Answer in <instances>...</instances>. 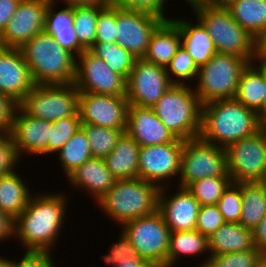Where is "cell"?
Returning <instances> with one entry per match:
<instances>
[{
    "label": "cell",
    "instance_id": "obj_17",
    "mask_svg": "<svg viewBox=\"0 0 266 267\" xmlns=\"http://www.w3.org/2000/svg\"><path fill=\"white\" fill-rule=\"evenodd\" d=\"M51 0H21L7 27L0 35V47L19 49L45 29Z\"/></svg>",
    "mask_w": 266,
    "mask_h": 267
},
{
    "label": "cell",
    "instance_id": "obj_29",
    "mask_svg": "<svg viewBox=\"0 0 266 267\" xmlns=\"http://www.w3.org/2000/svg\"><path fill=\"white\" fill-rule=\"evenodd\" d=\"M207 256L210 252L208 247V237L202 235L197 230L171 232L169 236V248L167 255V267H174L182 257ZM203 254V255H202ZM185 256V257H184Z\"/></svg>",
    "mask_w": 266,
    "mask_h": 267
},
{
    "label": "cell",
    "instance_id": "obj_61",
    "mask_svg": "<svg viewBox=\"0 0 266 267\" xmlns=\"http://www.w3.org/2000/svg\"><path fill=\"white\" fill-rule=\"evenodd\" d=\"M148 267H165L159 264H150Z\"/></svg>",
    "mask_w": 266,
    "mask_h": 267
},
{
    "label": "cell",
    "instance_id": "obj_21",
    "mask_svg": "<svg viewBox=\"0 0 266 267\" xmlns=\"http://www.w3.org/2000/svg\"><path fill=\"white\" fill-rule=\"evenodd\" d=\"M135 141L142 146L167 144L177 138L159 120L152 108L128 106L127 130Z\"/></svg>",
    "mask_w": 266,
    "mask_h": 267
},
{
    "label": "cell",
    "instance_id": "obj_30",
    "mask_svg": "<svg viewBox=\"0 0 266 267\" xmlns=\"http://www.w3.org/2000/svg\"><path fill=\"white\" fill-rule=\"evenodd\" d=\"M242 209L239 223L253 230L266 215V187L263 182H240Z\"/></svg>",
    "mask_w": 266,
    "mask_h": 267
},
{
    "label": "cell",
    "instance_id": "obj_14",
    "mask_svg": "<svg viewBox=\"0 0 266 267\" xmlns=\"http://www.w3.org/2000/svg\"><path fill=\"white\" fill-rule=\"evenodd\" d=\"M173 85L166 68L137 58L126 84L129 104L152 108Z\"/></svg>",
    "mask_w": 266,
    "mask_h": 267
},
{
    "label": "cell",
    "instance_id": "obj_3",
    "mask_svg": "<svg viewBox=\"0 0 266 267\" xmlns=\"http://www.w3.org/2000/svg\"><path fill=\"white\" fill-rule=\"evenodd\" d=\"M34 84L74 83L76 56L45 31L19 48Z\"/></svg>",
    "mask_w": 266,
    "mask_h": 267
},
{
    "label": "cell",
    "instance_id": "obj_35",
    "mask_svg": "<svg viewBox=\"0 0 266 267\" xmlns=\"http://www.w3.org/2000/svg\"><path fill=\"white\" fill-rule=\"evenodd\" d=\"M87 135L92 157L105 158L111 153L118 139L126 130L105 128L92 124H81Z\"/></svg>",
    "mask_w": 266,
    "mask_h": 267
},
{
    "label": "cell",
    "instance_id": "obj_18",
    "mask_svg": "<svg viewBox=\"0 0 266 267\" xmlns=\"http://www.w3.org/2000/svg\"><path fill=\"white\" fill-rule=\"evenodd\" d=\"M169 188L172 187L160 189L158 211L170 232L195 230L200 208L198 200L187 188L177 186L175 192L170 191L172 194L169 193Z\"/></svg>",
    "mask_w": 266,
    "mask_h": 267
},
{
    "label": "cell",
    "instance_id": "obj_1",
    "mask_svg": "<svg viewBox=\"0 0 266 267\" xmlns=\"http://www.w3.org/2000/svg\"><path fill=\"white\" fill-rule=\"evenodd\" d=\"M62 193L34 192L24 211L14 220L13 240L20 241L17 243H21L25 251L53 253L57 247L70 203V197Z\"/></svg>",
    "mask_w": 266,
    "mask_h": 267
},
{
    "label": "cell",
    "instance_id": "obj_45",
    "mask_svg": "<svg viewBox=\"0 0 266 267\" xmlns=\"http://www.w3.org/2000/svg\"><path fill=\"white\" fill-rule=\"evenodd\" d=\"M10 133H0V176L13 172L21 163ZM19 164V165H18Z\"/></svg>",
    "mask_w": 266,
    "mask_h": 267
},
{
    "label": "cell",
    "instance_id": "obj_40",
    "mask_svg": "<svg viewBox=\"0 0 266 267\" xmlns=\"http://www.w3.org/2000/svg\"><path fill=\"white\" fill-rule=\"evenodd\" d=\"M217 206L225 222L239 223L242 209L241 185L232 182L220 197Z\"/></svg>",
    "mask_w": 266,
    "mask_h": 267
},
{
    "label": "cell",
    "instance_id": "obj_23",
    "mask_svg": "<svg viewBox=\"0 0 266 267\" xmlns=\"http://www.w3.org/2000/svg\"><path fill=\"white\" fill-rule=\"evenodd\" d=\"M179 27L181 45L195 61L198 68L205 65L217 53L212 38L205 27L195 19H172Z\"/></svg>",
    "mask_w": 266,
    "mask_h": 267
},
{
    "label": "cell",
    "instance_id": "obj_28",
    "mask_svg": "<svg viewBox=\"0 0 266 267\" xmlns=\"http://www.w3.org/2000/svg\"><path fill=\"white\" fill-rule=\"evenodd\" d=\"M265 74L255 63H249L243 70L235 99L245 107L254 110L263 120V98H264Z\"/></svg>",
    "mask_w": 266,
    "mask_h": 267
},
{
    "label": "cell",
    "instance_id": "obj_55",
    "mask_svg": "<svg viewBox=\"0 0 266 267\" xmlns=\"http://www.w3.org/2000/svg\"><path fill=\"white\" fill-rule=\"evenodd\" d=\"M150 263L140 257L126 258L124 261L119 262L115 267H148Z\"/></svg>",
    "mask_w": 266,
    "mask_h": 267
},
{
    "label": "cell",
    "instance_id": "obj_33",
    "mask_svg": "<svg viewBox=\"0 0 266 267\" xmlns=\"http://www.w3.org/2000/svg\"><path fill=\"white\" fill-rule=\"evenodd\" d=\"M59 167L67 177L71 172L92 158L87 135L81 128L57 152Z\"/></svg>",
    "mask_w": 266,
    "mask_h": 267
},
{
    "label": "cell",
    "instance_id": "obj_8",
    "mask_svg": "<svg viewBox=\"0 0 266 267\" xmlns=\"http://www.w3.org/2000/svg\"><path fill=\"white\" fill-rule=\"evenodd\" d=\"M19 107L31 117L54 122L79 115V91L74 83L35 84Z\"/></svg>",
    "mask_w": 266,
    "mask_h": 267
},
{
    "label": "cell",
    "instance_id": "obj_37",
    "mask_svg": "<svg viewBox=\"0 0 266 267\" xmlns=\"http://www.w3.org/2000/svg\"><path fill=\"white\" fill-rule=\"evenodd\" d=\"M198 69L195 61L182 45L166 67L170 81L177 85H190L191 82L196 81Z\"/></svg>",
    "mask_w": 266,
    "mask_h": 267
},
{
    "label": "cell",
    "instance_id": "obj_25",
    "mask_svg": "<svg viewBox=\"0 0 266 267\" xmlns=\"http://www.w3.org/2000/svg\"><path fill=\"white\" fill-rule=\"evenodd\" d=\"M140 145L124 132L116 146L104 160L116 180L138 177Z\"/></svg>",
    "mask_w": 266,
    "mask_h": 267
},
{
    "label": "cell",
    "instance_id": "obj_26",
    "mask_svg": "<svg viewBox=\"0 0 266 267\" xmlns=\"http://www.w3.org/2000/svg\"><path fill=\"white\" fill-rule=\"evenodd\" d=\"M15 169L0 176V211L15 220L26 208L34 191Z\"/></svg>",
    "mask_w": 266,
    "mask_h": 267
},
{
    "label": "cell",
    "instance_id": "obj_34",
    "mask_svg": "<svg viewBox=\"0 0 266 267\" xmlns=\"http://www.w3.org/2000/svg\"><path fill=\"white\" fill-rule=\"evenodd\" d=\"M104 6L73 7V20L79 44L88 50L96 42V24L99 11Z\"/></svg>",
    "mask_w": 266,
    "mask_h": 267
},
{
    "label": "cell",
    "instance_id": "obj_57",
    "mask_svg": "<svg viewBox=\"0 0 266 267\" xmlns=\"http://www.w3.org/2000/svg\"><path fill=\"white\" fill-rule=\"evenodd\" d=\"M185 4H189V8L191 7V10L194 11L195 9L203 6L209 7V1L210 0H185Z\"/></svg>",
    "mask_w": 266,
    "mask_h": 267
},
{
    "label": "cell",
    "instance_id": "obj_11",
    "mask_svg": "<svg viewBox=\"0 0 266 267\" xmlns=\"http://www.w3.org/2000/svg\"><path fill=\"white\" fill-rule=\"evenodd\" d=\"M228 174L233 183L263 182L266 176V124L252 136L226 148Z\"/></svg>",
    "mask_w": 266,
    "mask_h": 267
},
{
    "label": "cell",
    "instance_id": "obj_4",
    "mask_svg": "<svg viewBox=\"0 0 266 267\" xmlns=\"http://www.w3.org/2000/svg\"><path fill=\"white\" fill-rule=\"evenodd\" d=\"M160 189L139 177L116 180L96 204L108 219L121 226L129 220L156 212Z\"/></svg>",
    "mask_w": 266,
    "mask_h": 267
},
{
    "label": "cell",
    "instance_id": "obj_43",
    "mask_svg": "<svg viewBox=\"0 0 266 267\" xmlns=\"http://www.w3.org/2000/svg\"><path fill=\"white\" fill-rule=\"evenodd\" d=\"M225 223L217 205L200 206L195 230L209 237Z\"/></svg>",
    "mask_w": 266,
    "mask_h": 267
},
{
    "label": "cell",
    "instance_id": "obj_41",
    "mask_svg": "<svg viewBox=\"0 0 266 267\" xmlns=\"http://www.w3.org/2000/svg\"><path fill=\"white\" fill-rule=\"evenodd\" d=\"M56 2L50 1L47 6L44 31L53 36L57 31L71 30L74 28L73 7L64 5L56 10ZM65 7V8H64Z\"/></svg>",
    "mask_w": 266,
    "mask_h": 267
},
{
    "label": "cell",
    "instance_id": "obj_6",
    "mask_svg": "<svg viewBox=\"0 0 266 267\" xmlns=\"http://www.w3.org/2000/svg\"><path fill=\"white\" fill-rule=\"evenodd\" d=\"M193 14L212 38L217 53L234 54L249 63L255 61V37L234 20L227 8L203 6Z\"/></svg>",
    "mask_w": 266,
    "mask_h": 267
},
{
    "label": "cell",
    "instance_id": "obj_12",
    "mask_svg": "<svg viewBox=\"0 0 266 267\" xmlns=\"http://www.w3.org/2000/svg\"><path fill=\"white\" fill-rule=\"evenodd\" d=\"M183 144L184 140L177 138L167 144L140 147L138 177L160 188L174 185L169 181L179 178Z\"/></svg>",
    "mask_w": 266,
    "mask_h": 267
},
{
    "label": "cell",
    "instance_id": "obj_50",
    "mask_svg": "<svg viewBox=\"0 0 266 267\" xmlns=\"http://www.w3.org/2000/svg\"><path fill=\"white\" fill-rule=\"evenodd\" d=\"M21 0H0V35L7 27Z\"/></svg>",
    "mask_w": 266,
    "mask_h": 267
},
{
    "label": "cell",
    "instance_id": "obj_51",
    "mask_svg": "<svg viewBox=\"0 0 266 267\" xmlns=\"http://www.w3.org/2000/svg\"><path fill=\"white\" fill-rule=\"evenodd\" d=\"M254 246L263 254H266V215L252 230Z\"/></svg>",
    "mask_w": 266,
    "mask_h": 267
},
{
    "label": "cell",
    "instance_id": "obj_58",
    "mask_svg": "<svg viewBox=\"0 0 266 267\" xmlns=\"http://www.w3.org/2000/svg\"><path fill=\"white\" fill-rule=\"evenodd\" d=\"M234 0H210L209 7H227L229 6Z\"/></svg>",
    "mask_w": 266,
    "mask_h": 267
},
{
    "label": "cell",
    "instance_id": "obj_13",
    "mask_svg": "<svg viewBox=\"0 0 266 267\" xmlns=\"http://www.w3.org/2000/svg\"><path fill=\"white\" fill-rule=\"evenodd\" d=\"M127 81L110 70L105 61L89 50L76 57L74 85L79 93L126 96Z\"/></svg>",
    "mask_w": 266,
    "mask_h": 267
},
{
    "label": "cell",
    "instance_id": "obj_60",
    "mask_svg": "<svg viewBox=\"0 0 266 267\" xmlns=\"http://www.w3.org/2000/svg\"><path fill=\"white\" fill-rule=\"evenodd\" d=\"M253 267H266V254H263L253 265Z\"/></svg>",
    "mask_w": 266,
    "mask_h": 267
},
{
    "label": "cell",
    "instance_id": "obj_27",
    "mask_svg": "<svg viewBox=\"0 0 266 267\" xmlns=\"http://www.w3.org/2000/svg\"><path fill=\"white\" fill-rule=\"evenodd\" d=\"M208 247L212 255L253 249V232L240 223L225 222L208 237Z\"/></svg>",
    "mask_w": 266,
    "mask_h": 267
},
{
    "label": "cell",
    "instance_id": "obj_16",
    "mask_svg": "<svg viewBox=\"0 0 266 267\" xmlns=\"http://www.w3.org/2000/svg\"><path fill=\"white\" fill-rule=\"evenodd\" d=\"M128 106L126 96L79 93L81 124L127 130Z\"/></svg>",
    "mask_w": 266,
    "mask_h": 267
},
{
    "label": "cell",
    "instance_id": "obj_22",
    "mask_svg": "<svg viewBox=\"0 0 266 267\" xmlns=\"http://www.w3.org/2000/svg\"><path fill=\"white\" fill-rule=\"evenodd\" d=\"M73 191L82 190L88 193L95 203L114 185L116 179L108 170L104 158L92 157L67 177ZM85 190V191H84Z\"/></svg>",
    "mask_w": 266,
    "mask_h": 267
},
{
    "label": "cell",
    "instance_id": "obj_10",
    "mask_svg": "<svg viewBox=\"0 0 266 267\" xmlns=\"http://www.w3.org/2000/svg\"><path fill=\"white\" fill-rule=\"evenodd\" d=\"M120 227L140 258L147 260L150 264L167 267L171 232L158 210L152 214L129 220Z\"/></svg>",
    "mask_w": 266,
    "mask_h": 267
},
{
    "label": "cell",
    "instance_id": "obj_46",
    "mask_svg": "<svg viewBox=\"0 0 266 267\" xmlns=\"http://www.w3.org/2000/svg\"><path fill=\"white\" fill-rule=\"evenodd\" d=\"M108 250V254L101 255V258H103L104 262L107 265H110V267H115L119 262L124 261L126 258L139 257L136 249L129 243V240L122 231L118 240L114 242Z\"/></svg>",
    "mask_w": 266,
    "mask_h": 267
},
{
    "label": "cell",
    "instance_id": "obj_47",
    "mask_svg": "<svg viewBox=\"0 0 266 267\" xmlns=\"http://www.w3.org/2000/svg\"><path fill=\"white\" fill-rule=\"evenodd\" d=\"M22 254L21 259H13V267H57L51 252L24 250Z\"/></svg>",
    "mask_w": 266,
    "mask_h": 267
},
{
    "label": "cell",
    "instance_id": "obj_5",
    "mask_svg": "<svg viewBox=\"0 0 266 267\" xmlns=\"http://www.w3.org/2000/svg\"><path fill=\"white\" fill-rule=\"evenodd\" d=\"M152 110L176 138L185 141L200 136L202 104L193 84H173Z\"/></svg>",
    "mask_w": 266,
    "mask_h": 267
},
{
    "label": "cell",
    "instance_id": "obj_62",
    "mask_svg": "<svg viewBox=\"0 0 266 267\" xmlns=\"http://www.w3.org/2000/svg\"><path fill=\"white\" fill-rule=\"evenodd\" d=\"M263 183H264V185H265V187H266V176H265V178H264Z\"/></svg>",
    "mask_w": 266,
    "mask_h": 267
},
{
    "label": "cell",
    "instance_id": "obj_56",
    "mask_svg": "<svg viewBox=\"0 0 266 267\" xmlns=\"http://www.w3.org/2000/svg\"><path fill=\"white\" fill-rule=\"evenodd\" d=\"M265 74L264 98H263V121L266 123V61H254Z\"/></svg>",
    "mask_w": 266,
    "mask_h": 267
},
{
    "label": "cell",
    "instance_id": "obj_53",
    "mask_svg": "<svg viewBox=\"0 0 266 267\" xmlns=\"http://www.w3.org/2000/svg\"><path fill=\"white\" fill-rule=\"evenodd\" d=\"M58 4V2H63V5H68L72 7L76 6H90V5H96V6H106L111 4L112 0H52Z\"/></svg>",
    "mask_w": 266,
    "mask_h": 267
},
{
    "label": "cell",
    "instance_id": "obj_59",
    "mask_svg": "<svg viewBox=\"0 0 266 267\" xmlns=\"http://www.w3.org/2000/svg\"><path fill=\"white\" fill-rule=\"evenodd\" d=\"M0 267H13V259L0 255Z\"/></svg>",
    "mask_w": 266,
    "mask_h": 267
},
{
    "label": "cell",
    "instance_id": "obj_36",
    "mask_svg": "<svg viewBox=\"0 0 266 267\" xmlns=\"http://www.w3.org/2000/svg\"><path fill=\"white\" fill-rule=\"evenodd\" d=\"M231 183V177H205L195 180L186 188L198 200L200 206L217 205Z\"/></svg>",
    "mask_w": 266,
    "mask_h": 267
},
{
    "label": "cell",
    "instance_id": "obj_44",
    "mask_svg": "<svg viewBox=\"0 0 266 267\" xmlns=\"http://www.w3.org/2000/svg\"><path fill=\"white\" fill-rule=\"evenodd\" d=\"M167 2L168 0H112L111 4L133 11L149 13L165 21L171 19L167 15L165 16Z\"/></svg>",
    "mask_w": 266,
    "mask_h": 267
},
{
    "label": "cell",
    "instance_id": "obj_9",
    "mask_svg": "<svg viewBox=\"0 0 266 267\" xmlns=\"http://www.w3.org/2000/svg\"><path fill=\"white\" fill-rule=\"evenodd\" d=\"M205 177H231L228 174L226 149L205 142L200 137L185 140L176 185L186 188L195 180Z\"/></svg>",
    "mask_w": 266,
    "mask_h": 267
},
{
    "label": "cell",
    "instance_id": "obj_19",
    "mask_svg": "<svg viewBox=\"0 0 266 267\" xmlns=\"http://www.w3.org/2000/svg\"><path fill=\"white\" fill-rule=\"evenodd\" d=\"M51 129L52 122L31 117L18 107L10 134L19 158L48 155Z\"/></svg>",
    "mask_w": 266,
    "mask_h": 267
},
{
    "label": "cell",
    "instance_id": "obj_48",
    "mask_svg": "<svg viewBox=\"0 0 266 267\" xmlns=\"http://www.w3.org/2000/svg\"><path fill=\"white\" fill-rule=\"evenodd\" d=\"M19 107L13 98L0 93V133H10L13 127L14 115Z\"/></svg>",
    "mask_w": 266,
    "mask_h": 267
},
{
    "label": "cell",
    "instance_id": "obj_32",
    "mask_svg": "<svg viewBox=\"0 0 266 267\" xmlns=\"http://www.w3.org/2000/svg\"><path fill=\"white\" fill-rule=\"evenodd\" d=\"M93 55L103 59L110 70L121 75L126 81L137 59L130 51L116 42L96 41L89 49Z\"/></svg>",
    "mask_w": 266,
    "mask_h": 267
},
{
    "label": "cell",
    "instance_id": "obj_52",
    "mask_svg": "<svg viewBox=\"0 0 266 267\" xmlns=\"http://www.w3.org/2000/svg\"><path fill=\"white\" fill-rule=\"evenodd\" d=\"M13 224L14 220L0 211V243L13 239Z\"/></svg>",
    "mask_w": 266,
    "mask_h": 267
},
{
    "label": "cell",
    "instance_id": "obj_31",
    "mask_svg": "<svg viewBox=\"0 0 266 267\" xmlns=\"http://www.w3.org/2000/svg\"><path fill=\"white\" fill-rule=\"evenodd\" d=\"M226 8L255 39L266 30V0H234Z\"/></svg>",
    "mask_w": 266,
    "mask_h": 267
},
{
    "label": "cell",
    "instance_id": "obj_7",
    "mask_svg": "<svg viewBox=\"0 0 266 267\" xmlns=\"http://www.w3.org/2000/svg\"><path fill=\"white\" fill-rule=\"evenodd\" d=\"M248 64L247 60L234 54H214L198 69L193 87L201 104L234 98L240 76Z\"/></svg>",
    "mask_w": 266,
    "mask_h": 267
},
{
    "label": "cell",
    "instance_id": "obj_20",
    "mask_svg": "<svg viewBox=\"0 0 266 267\" xmlns=\"http://www.w3.org/2000/svg\"><path fill=\"white\" fill-rule=\"evenodd\" d=\"M34 85L20 49L0 47V93L20 103Z\"/></svg>",
    "mask_w": 266,
    "mask_h": 267
},
{
    "label": "cell",
    "instance_id": "obj_49",
    "mask_svg": "<svg viewBox=\"0 0 266 267\" xmlns=\"http://www.w3.org/2000/svg\"><path fill=\"white\" fill-rule=\"evenodd\" d=\"M52 37L63 48L70 51L76 57L85 51L78 42L75 28H71V30L57 31Z\"/></svg>",
    "mask_w": 266,
    "mask_h": 267
},
{
    "label": "cell",
    "instance_id": "obj_39",
    "mask_svg": "<svg viewBox=\"0 0 266 267\" xmlns=\"http://www.w3.org/2000/svg\"><path fill=\"white\" fill-rule=\"evenodd\" d=\"M80 129L81 120L79 115L52 122L50 140L48 142V156L57 154L64 144Z\"/></svg>",
    "mask_w": 266,
    "mask_h": 267
},
{
    "label": "cell",
    "instance_id": "obj_2",
    "mask_svg": "<svg viewBox=\"0 0 266 267\" xmlns=\"http://www.w3.org/2000/svg\"><path fill=\"white\" fill-rule=\"evenodd\" d=\"M265 124L254 110L235 98L220 99L202 105L199 137L226 149L230 144L252 136Z\"/></svg>",
    "mask_w": 266,
    "mask_h": 267
},
{
    "label": "cell",
    "instance_id": "obj_38",
    "mask_svg": "<svg viewBox=\"0 0 266 267\" xmlns=\"http://www.w3.org/2000/svg\"><path fill=\"white\" fill-rule=\"evenodd\" d=\"M263 253L256 247L245 251L230 252L221 255H209L197 267H253Z\"/></svg>",
    "mask_w": 266,
    "mask_h": 267
},
{
    "label": "cell",
    "instance_id": "obj_54",
    "mask_svg": "<svg viewBox=\"0 0 266 267\" xmlns=\"http://www.w3.org/2000/svg\"><path fill=\"white\" fill-rule=\"evenodd\" d=\"M255 61H266V30L256 39Z\"/></svg>",
    "mask_w": 266,
    "mask_h": 267
},
{
    "label": "cell",
    "instance_id": "obj_15",
    "mask_svg": "<svg viewBox=\"0 0 266 267\" xmlns=\"http://www.w3.org/2000/svg\"><path fill=\"white\" fill-rule=\"evenodd\" d=\"M163 21L149 13L116 5V43L137 58H143L152 34Z\"/></svg>",
    "mask_w": 266,
    "mask_h": 267
},
{
    "label": "cell",
    "instance_id": "obj_24",
    "mask_svg": "<svg viewBox=\"0 0 266 267\" xmlns=\"http://www.w3.org/2000/svg\"><path fill=\"white\" fill-rule=\"evenodd\" d=\"M181 46L178 25L172 20L163 21L151 36L143 59L166 68Z\"/></svg>",
    "mask_w": 266,
    "mask_h": 267
},
{
    "label": "cell",
    "instance_id": "obj_42",
    "mask_svg": "<svg viewBox=\"0 0 266 267\" xmlns=\"http://www.w3.org/2000/svg\"><path fill=\"white\" fill-rule=\"evenodd\" d=\"M116 5L104 6L98 13L96 24V41L116 42Z\"/></svg>",
    "mask_w": 266,
    "mask_h": 267
}]
</instances>
